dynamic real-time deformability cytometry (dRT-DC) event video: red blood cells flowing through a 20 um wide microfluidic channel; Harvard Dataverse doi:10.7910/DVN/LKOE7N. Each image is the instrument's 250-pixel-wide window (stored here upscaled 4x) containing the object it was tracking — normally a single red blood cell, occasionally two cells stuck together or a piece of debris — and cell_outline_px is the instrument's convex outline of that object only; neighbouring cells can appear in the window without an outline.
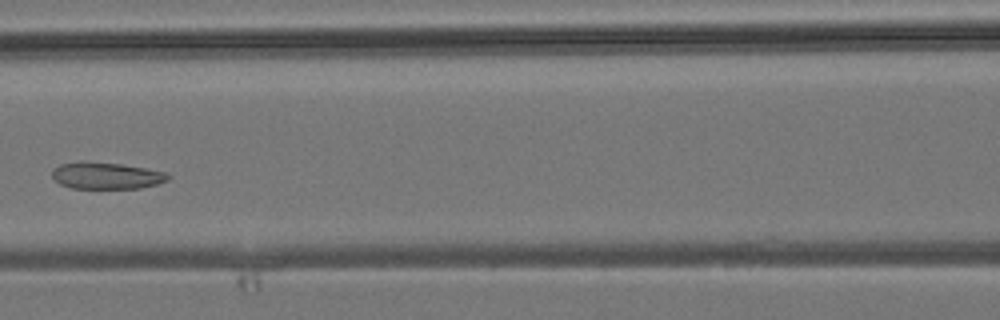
{"species": "common noctule bat (a hibernating species)", "species_latin": "Nyctalus noctula", "temperature_condition": "room temperature", "stored_images_in_passage": 6, "camera_frame_rate_fps": 3000, "um_per_image_px": 0.085, "animal": {"sex": "male", "body_mass_g": 19.2, "forearm_length_mm": 51.8}, "frame": {"image": 1, "passage_image": 6, "time_ms": 5.667, "image_size_px": [1000, 320], "cell_outline_px": [[172, 176], [168, 180], [156, 184], [140, 188], [72, 188], [60, 184], [52, 176], [52, 168], [60, 164], [80, 160], [120, 164], [144, 168], [164, 172]], "centroid_in_image_um": [9.0, 14.92], "position_along_channel_um": 157.6, "area_um2": 18.09}}